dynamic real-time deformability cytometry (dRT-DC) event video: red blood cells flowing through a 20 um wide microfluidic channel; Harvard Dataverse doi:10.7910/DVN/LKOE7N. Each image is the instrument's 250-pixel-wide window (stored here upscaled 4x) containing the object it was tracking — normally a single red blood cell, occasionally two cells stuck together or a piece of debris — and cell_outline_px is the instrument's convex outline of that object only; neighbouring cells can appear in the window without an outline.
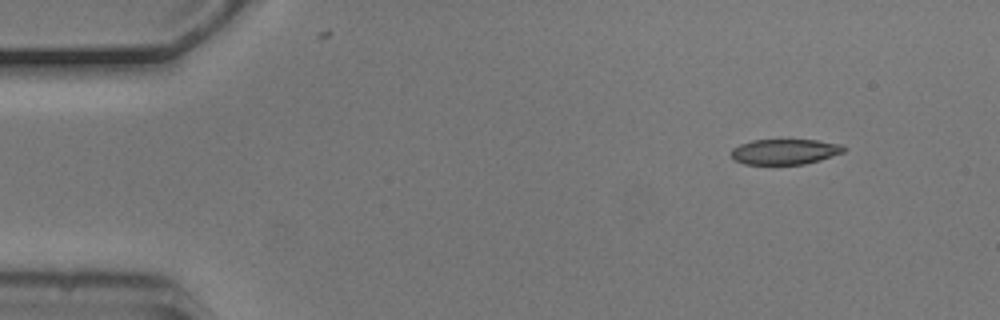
{"species": "common noctule bat (a hibernating species)", "species_latin": "Nyctalus noctula", "temperature_condition": "cold", "stored_images_in_passage": 4, "camera_frame_rate_fps": 3000, "um_per_image_px": 0.085, "animal": {"sex": "male", "body_mass_g": 20.5, "forearm_length_mm": 52.5}, "frame": {"image": 1, "passage_image": 1, "time_ms": 0.0, "image_size_px": [1000, 320], "cell_outline_px": [[848, 148], [844, 152], [820, 160], [804, 164], [744, 164], [732, 160], [732, 148], [740, 144], [752, 140], [816, 140], [840, 144]], "centroid_in_image_um": [66.71, 12.89], "position_along_channel_um": 18.3, "area_um2": 16.7}}